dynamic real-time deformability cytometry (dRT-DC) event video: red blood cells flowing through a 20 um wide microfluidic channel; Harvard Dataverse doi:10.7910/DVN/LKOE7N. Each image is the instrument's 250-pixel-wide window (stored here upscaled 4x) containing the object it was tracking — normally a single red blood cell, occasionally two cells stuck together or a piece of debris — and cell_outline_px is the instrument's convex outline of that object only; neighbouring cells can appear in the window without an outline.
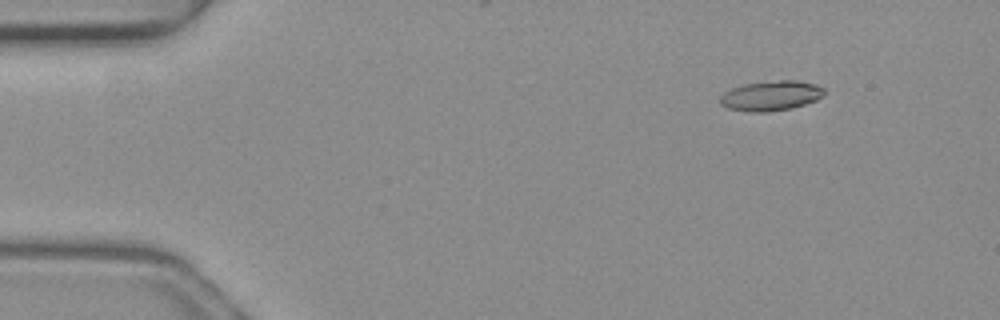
{"species": "common noctule bat (a hibernating species)", "species_latin": "Nyctalus noctula", "temperature_condition": "warm", "stored_images_in_passage": 52, "camera_frame_rate_fps": 3000, "um_per_image_px": 0.085, "animal": {"sex": "female", "body_mass_g": 19.3, "forearm_length_mm": 54.1}, "frame": {"image": 1, "passage_image": 7, "time_ms": 2.0, "image_size_px": [1000, 320], "cell_outline_px": [[824, 96], [816, 100], [792, 108], [768, 112], [748, 112], [728, 108], [720, 104], [720, 96], [724, 92], [732, 88], [744, 84], [780, 80], [796, 80], [816, 84], [824, 88]], "centroid_in_image_um": [65.54, 8.14], "position_along_channel_um": 19.5, "area_um2": 18.21}}
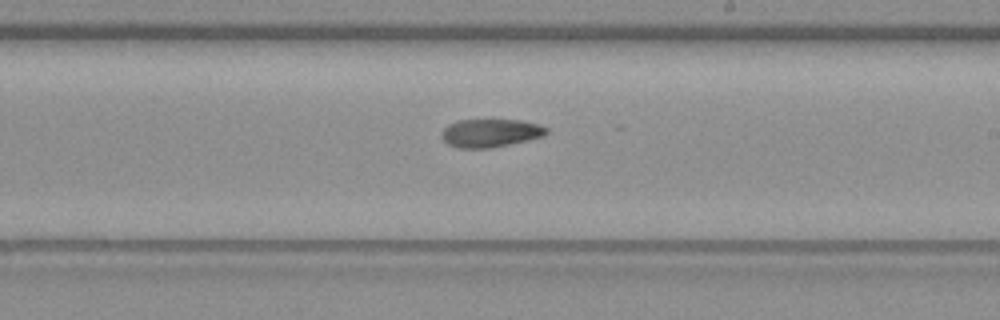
{"frame": {"image": 2, "passage_image": 31, "time_ms": 10.0, "image_size_px": [1000, 320], "cell_outline_px": [[548, 132], [544, 136], [492, 148], [460, 148], [448, 144], [440, 136], [440, 132], [448, 124], [456, 120], [524, 120], [540, 124], [548, 128]], "centroid_in_image_um": [41.68, 11.3], "position_along_channel_um": 247.3, "area_um2": 17.4}}
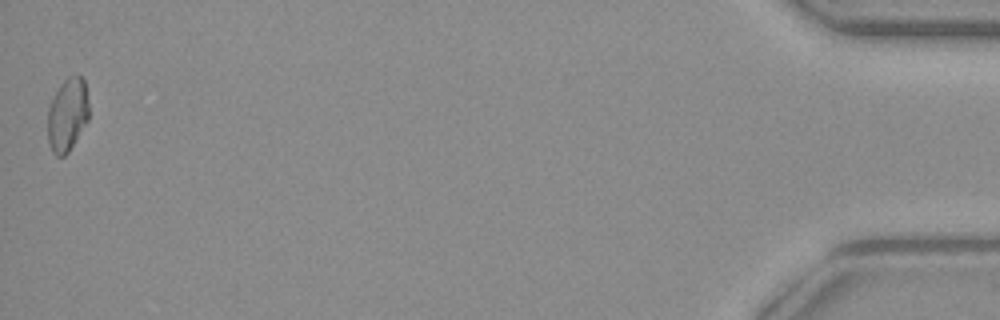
{"frame": {"image": 3, "passage_image": 52, "time_ms": 17.0, "image_size_px": [1000, 320], "cell_outline_px": [[88, 120], [68, 152], [64, 156], [56, 156], [52, 152], [48, 140], [48, 108], [60, 84], [68, 76], [80, 76], [84, 80], [88, 100]], "centroid_in_image_um": [5.73, 9.76], "position_along_channel_um": 429.5, "area_um2": 17.4}, "authors_computed_cell_mechanics": {"area_um2": 17.7735, "velocity_mm_per_s": 4.0236, "shape_relaxation_time_tau1_ms": null, "shape_relaxation_time_tau2_ms": 3.4761, "deformation_change_tau1": null, "deformation_change_tau2": 0.0849}}